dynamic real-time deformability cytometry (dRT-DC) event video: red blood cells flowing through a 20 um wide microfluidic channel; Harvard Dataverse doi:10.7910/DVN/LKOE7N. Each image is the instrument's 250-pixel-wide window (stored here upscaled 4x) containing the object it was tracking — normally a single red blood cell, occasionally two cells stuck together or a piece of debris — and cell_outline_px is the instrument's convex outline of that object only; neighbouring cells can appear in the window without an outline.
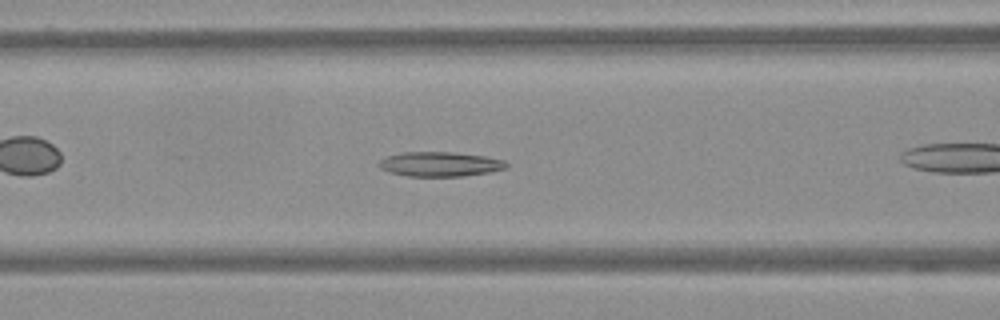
{"species": "Egyptian fruit bat (a non-hibernating species)", "species_latin": "Rousettus aegyptiacus", "temperature_condition": "warm", "stored_images_in_passage": 42, "camera_frame_rate_fps": 3000, "um_per_image_px": 0.085, "frame": {"image": 1, "passage_image": 7, "time_ms": 2.0, "image_size_px": [1000, 320], "cell_outline_px": [[508, 164], [504, 168], [488, 172], [464, 176], [408, 176], [388, 172], [380, 168], [376, 164], [380, 160], [388, 156], [400, 152], [452, 152], [484, 156], [504, 160]], "centroid_in_image_um": [37.34, 13.95], "position_along_channel_um": 129.3, "area_um2": 18.21}}
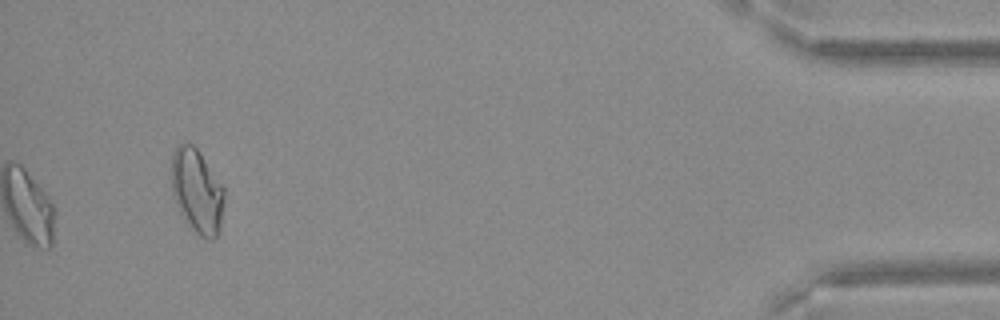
{"frame": {"image": 2, "passage_image": 42, "time_ms": 13.667, "image_size_px": [1000, 320], "cell_outline_px": [[224, 204], [220, 228], [216, 240], [208, 240], [192, 232], [188, 228], [176, 204], [172, 192], [172, 152], [176, 144], [192, 144], [196, 148], [224, 188]], "centroid_in_image_um": [16.74, 16.32], "position_along_channel_um": 418.5, "area_um2": 26.13}}